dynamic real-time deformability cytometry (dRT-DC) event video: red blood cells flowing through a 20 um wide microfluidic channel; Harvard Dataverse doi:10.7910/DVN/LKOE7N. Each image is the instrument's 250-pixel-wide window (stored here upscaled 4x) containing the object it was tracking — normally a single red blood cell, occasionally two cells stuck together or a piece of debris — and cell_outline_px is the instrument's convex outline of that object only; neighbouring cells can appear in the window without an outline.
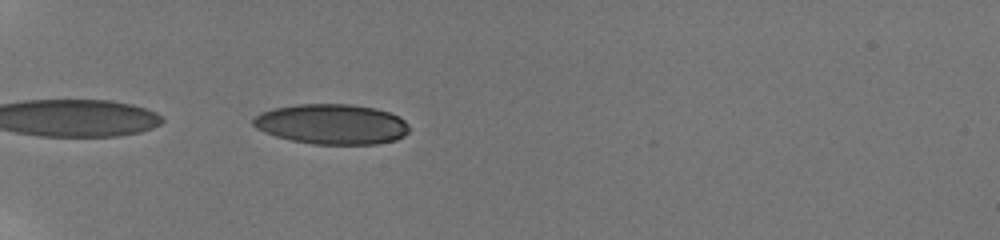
{"species": "human", "species_latin": "Homo sapiens", "temperature_condition": "room temperature", "stored_images_in_passage": 39, "camera_frame_rate_fps": 3000, "um_per_image_px": 0.085, "donor": {"sex": "male"}, "frame": {"image": 1, "passage_image": 2, "time_ms": 0.333, "image_size_px": [1000, 240], "cell_outline_px": [[408, 132], [404, 136], [396, 140], [376, 144], [312, 144], [292, 140], [276, 136], [264, 132], [256, 128], [252, 124], [252, 120], [260, 112], [272, 108], [296, 104], [352, 104], [376, 108], [400, 116], [408, 124]], "centroid_in_image_um": [28.2, 10.54], "position_along_channel_um": 56.8, "area_um2": 36.76}}
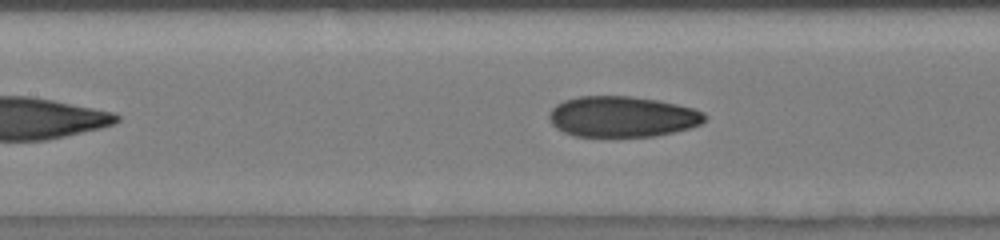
{"frame": {"image": 2, "passage_image": 12, "time_ms": 3.667, "image_size_px": [1000, 240], "cell_outline_px": [[708, 116], [700, 124], [688, 128], [656, 136], [572, 136], [556, 128], [548, 120], [548, 116], [552, 108], [556, 104], [564, 100], [580, 96], [632, 96], [656, 100], [676, 104], [692, 108], [704, 112]], "centroid_in_image_um": [52.86, 9.91], "position_along_channel_um": 154.5, "area_um2": 36.93}}
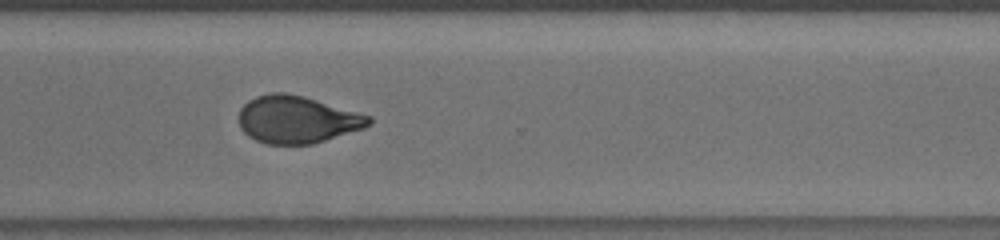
{"frame": {"image": 3, "passage_image": 27, "time_ms": 8.667, "image_size_px": [1000, 240], "cell_outline_px": [[372, 124], [364, 128], [312, 144], [268, 144], [256, 140], [248, 136], [240, 128], [240, 108], [248, 100], [256, 96], [268, 92], [284, 92], [304, 96], [372, 116]], "centroid_in_image_um": [25.25, 10.15], "position_along_channel_um": 345.3, "area_um2": 35.95}, "authors_computed_cell_mechanics": {"area_um2": 36.7608, "velocity_mm_per_s": 3.8258, "shape_relaxation_time_tau1_ms": 10.5241, "shape_relaxation_time_tau2_ms": 1.3932, "deformation_change_tau1": 0.2446, "deformation_change_tau2": 0.0759}}